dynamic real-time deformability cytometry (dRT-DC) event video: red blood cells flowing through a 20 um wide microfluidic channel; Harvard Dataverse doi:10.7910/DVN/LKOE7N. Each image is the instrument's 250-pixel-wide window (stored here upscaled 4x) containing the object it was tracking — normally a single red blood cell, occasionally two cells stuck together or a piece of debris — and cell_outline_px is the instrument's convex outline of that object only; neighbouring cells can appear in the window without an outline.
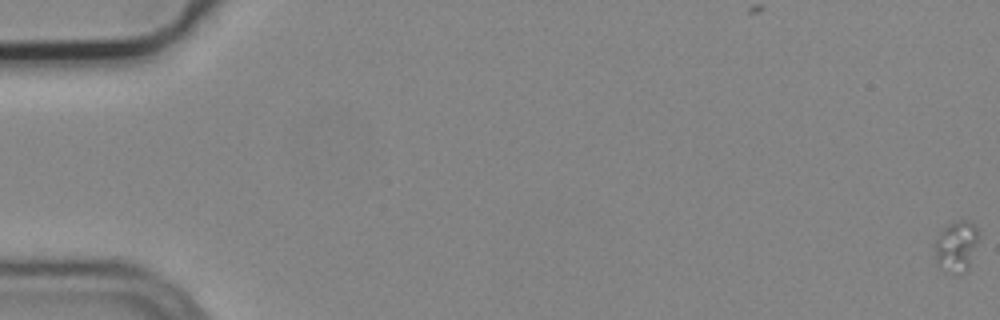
{"species": "common noctule bat (a hibernating species)", "species_latin": "Nyctalus noctula", "temperature_condition": "cold", "stored_images_in_passage": 8, "camera_frame_rate_fps": 3000, "um_per_image_px": 0.085, "animal": {"sex": "male", "body_mass_g": 19.2, "forearm_length_mm": 51.8}, "frame": {"image": 1, "passage_image": 1, "time_ms": 0.0, "image_size_px": [1000, 320], "cell_outline_px": [[980, 232], [968, 268], [964, 272], [952, 272], [940, 268], [936, 264], [932, 244], [944, 228], [948, 224], [960, 220], [968, 220]], "centroid_in_image_um": [81.24, 20.92], "position_along_channel_um": 3.8, "area_um2": 12.95}}